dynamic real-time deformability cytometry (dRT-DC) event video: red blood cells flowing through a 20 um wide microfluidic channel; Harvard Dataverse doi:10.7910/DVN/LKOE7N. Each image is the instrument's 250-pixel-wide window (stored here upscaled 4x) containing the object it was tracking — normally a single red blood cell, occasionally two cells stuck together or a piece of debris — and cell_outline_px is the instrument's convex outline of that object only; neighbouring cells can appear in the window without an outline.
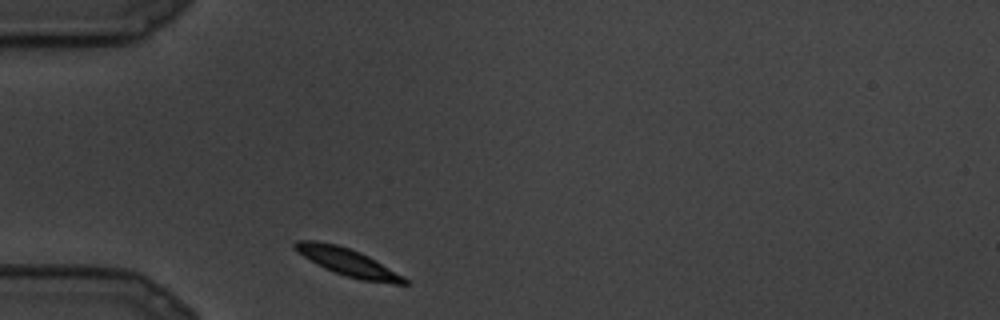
{"species": "common noctule bat (a hibernating species)", "species_latin": "Nyctalus noctula", "temperature_condition": "cold", "stored_images_in_passage": 7, "camera_frame_rate_fps": 3000, "um_per_image_px": 0.085, "animal": {"sex": "male", "body_mass_g": 19.5, "forearm_length_mm": 54.6}, "frame": {"image": 1, "passage_image": 1, "time_ms": 0.0, "image_size_px": [1000, 320], "cell_outline_px": [[408, 284], [396, 284], [360, 280], [324, 268], [316, 264], [292, 248], [292, 244], [296, 240], [316, 240], [336, 244], [360, 252], [368, 256], [404, 276], [408, 280]], "centroid_in_image_um": [29.54, 22.27], "position_along_channel_um": 55.5, "area_um2": 17.46}}
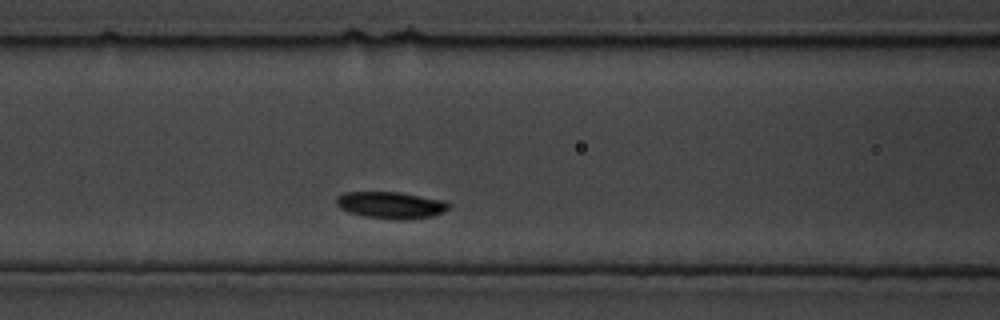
{"frame": {"image": 2, "passage_image": 5, "time_ms": 1.333, "image_size_px": [1000, 320], "cell_outline_px": [[452, 204], [444, 212], [432, 216], [408, 220], [396, 220], [364, 216], [340, 208], [336, 204], [336, 196], [344, 192], [400, 192], [444, 200]], "centroid_in_image_um": [33.26, 17.43], "position_along_channel_um": 133.3, "area_um2": 17.69}}
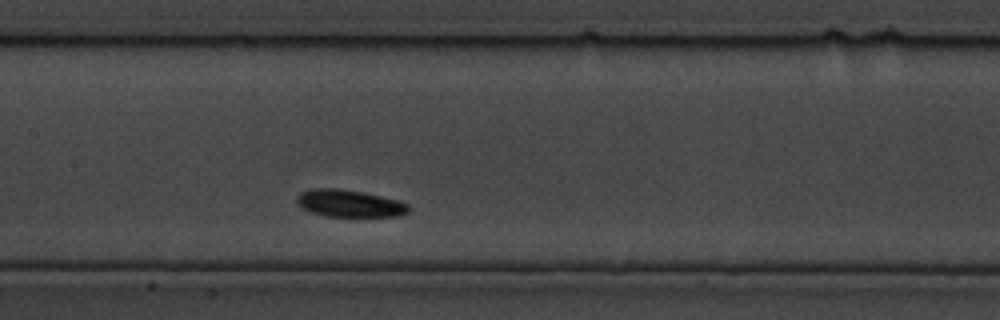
{"frame": {"image": 3, "passage_image": 7, "time_ms": 2.0, "image_size_px": [1000, 320], "cell_outline_px": [[408, 212], [396, 216], [324, 216], [312, 212], [304, 208], [296, 200], [296, 196], [300, 192], [312, 188], [336, 188], [364, 192], [400, 200], [408, 204]], "centroid_in_image_um": [29.7, 17.27], "position_along_channel_um": 177.7, "area_um2": 17.63}}